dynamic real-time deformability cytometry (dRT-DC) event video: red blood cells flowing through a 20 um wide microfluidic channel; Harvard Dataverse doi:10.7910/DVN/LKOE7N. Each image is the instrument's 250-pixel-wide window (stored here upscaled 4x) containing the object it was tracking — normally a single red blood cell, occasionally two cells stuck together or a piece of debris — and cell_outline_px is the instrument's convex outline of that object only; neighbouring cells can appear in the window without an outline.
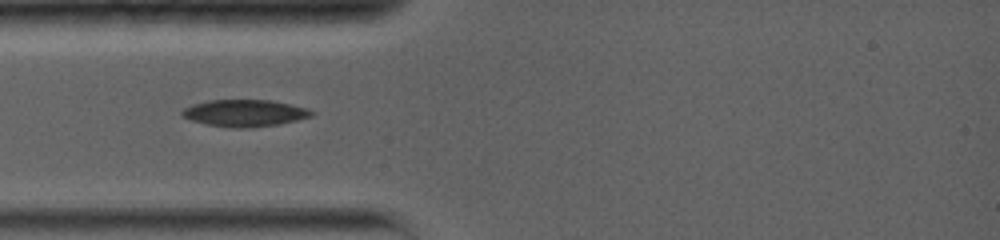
{"species": "common noctule bat (a hibernating species)", "species_latin": "Nyctalus noctula", "temperature_condition": "warm", "stored_images_in_passage": 7, "camera_frame_rate_fps": 5000, "um_per_image_px": 0.085, "animal": {"sex": "female", "body_mass_g": 19.0, "forearm_length_mm": 56.7}, "frame": {"image": 1, "passage_image": 1, "time_ms": 0.0, "image_size_px": [1000, 240], "cell_outline_px": [[316, 112], [312, 116], [296, 120], [276, 124], [252, 128], [232, 128], [204, 124], [192, 120], [184, 116], [180, 112], [184, 108], [192, 104], [208, 100], [272, 100], [292, 104], [308, 108]], "centroid_in_image_um": [20.81, 9.61], "position_along_channel_um": 64.2, "area_um2": 20.4}}
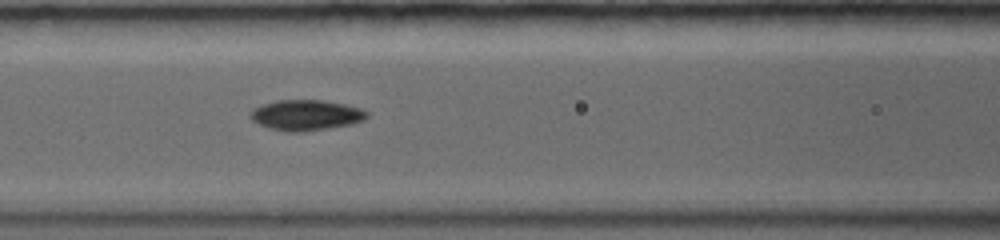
{"frame": {"image": 2, "passage_image": 4, "time_ms": 2.0, "image_size_px": [1000, 240], "cell_outline_px": [[368, 116], [364, 120], [352, 124], [304, 132], [284, 132], [268, 128], [252, 120], [248, 112], [252, 108], [276, 100], [320, 100], [344, 104], [364, 108], [368, 112]], "centroid_in_image_um": [26.01, 9.79], "position_along_channel_um": 140.6, "area_um2": 20.98}}
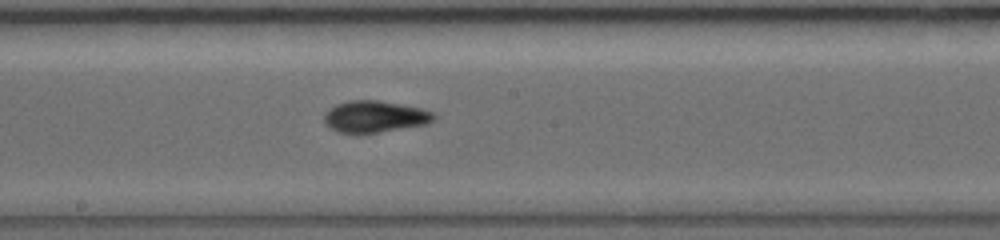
{"frame": {"image": 3, "passage_image": 7, "time_ms": 4.0, "image_size_px": [1000, 240], "cell_outline_px": [[436, 116], [428, 124], [376, 132], [336, 132], [328, 128], [324, 124], [324, 112], [328, 108], [336, 104], [348, 100], [380, 100], [420, 108], [432, 112]], "centroid_in_image_um": [31.79, 9.89], "position_along_channel_um": 216.4, "area_um2": 20.17}}